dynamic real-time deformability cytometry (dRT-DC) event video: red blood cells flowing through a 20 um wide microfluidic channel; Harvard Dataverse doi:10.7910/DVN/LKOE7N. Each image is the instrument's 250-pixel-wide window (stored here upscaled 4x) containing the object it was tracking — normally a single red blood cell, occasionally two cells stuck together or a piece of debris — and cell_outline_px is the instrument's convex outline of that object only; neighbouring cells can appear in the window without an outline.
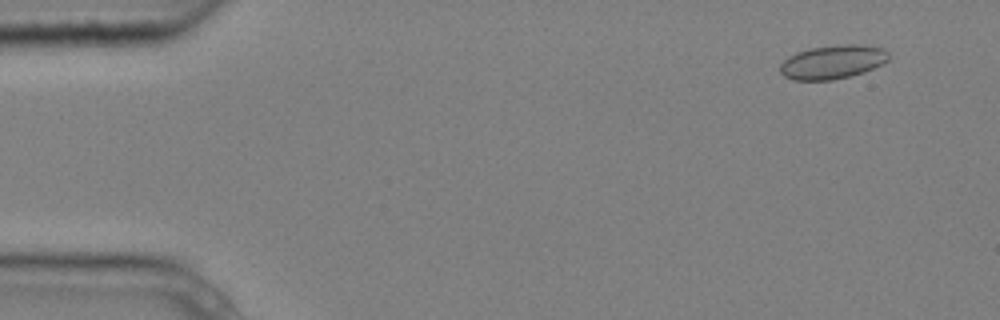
{"species": "common noctule bat (a hibernating species)", "species_latin": "Nyctalus noctula", "temperature_condition": "cold", "stored_images_in_passage": 4, "camera_frame_rate_fps": 3000, "um_per_image_px": 0.085, "animal": {"sex": "male", "body_mass_g": 20.4}, "frame": {"image": 1, "passage_image": 1, "time_ms": 0.0, "image_size_px": [1000, 320], "cell_outline_px": [[888, 60], [864, 72], [832, 80], [792, 80], [784, 76], [780, 72], [780, 64], [788, 56], [796, 52], [812, 48], [836, 44], [864, 44], [884, 48], [888, 52]], "centroid_in_image_um": [70.76, 5.25], "position_along_channel_um": 14.2, "area_um2": 21.44}}
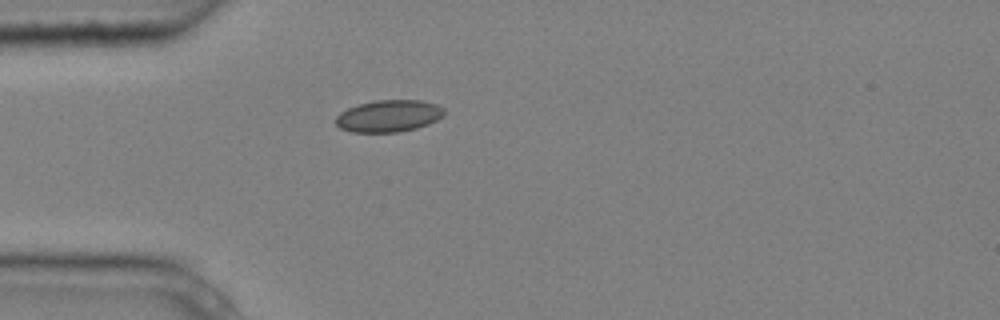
{"frame": {"image": 2, "passage_image": 4, "time_ms": 1.0, "image_size_px": [1000, 320], "cell_outline_px": [[444, 116], [428, 124], [416, 128], [396, 132], [352, 132], [340, 128], [336, 124], [336, 116], [340, 112], [348, 108], [360, 104], [376, 100], [420, 100], [436, 104], [444, 108]], "centroid_in_image_um": [33.04, 9.85], "position_along_channel_um": 52.0, "area_um2": 20.11}}